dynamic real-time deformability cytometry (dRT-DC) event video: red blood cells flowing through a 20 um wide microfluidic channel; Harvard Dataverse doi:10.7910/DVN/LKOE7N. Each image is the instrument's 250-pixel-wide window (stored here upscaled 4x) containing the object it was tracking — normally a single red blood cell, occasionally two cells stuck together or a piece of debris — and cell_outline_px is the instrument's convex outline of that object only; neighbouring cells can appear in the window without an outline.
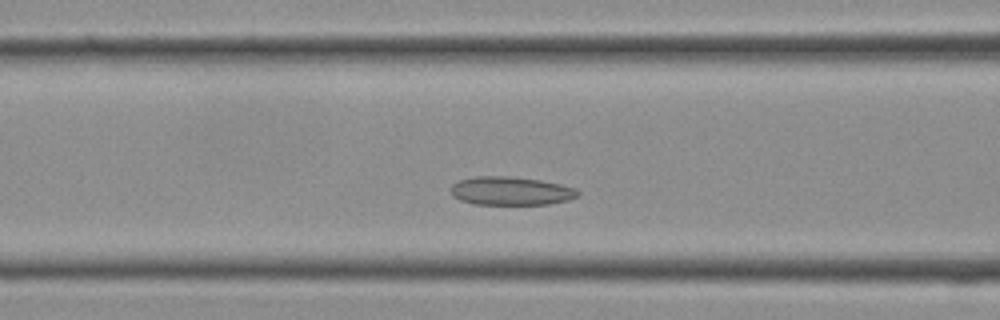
{"species": "Egyptian fruit bat (a non-hibernating species)", "species_latin": "Rousettus aegyptiacus", "temperature_condition": "cold", "stored_images_in_passage": 24, "camera_frame_rate_fps": 3000, "um_per_image_px": 0.085, "frame": {"image": 1, "passage_image": 6, "time_ms": 1.667, "image_size_px": [1000, 320], "cell_outline_px": [[580, 196], [568, 200], [548, 204], [476, 204], [460, 200], [452, 196], [452, 184], [460, 180], [476, 176], [508, 176], [540, 180], [560, 184], [576, 188], [580, 192]], "centroid_in_image_um": [43.45, 16.23], "position_along_channel_um": 123.1, "area_um2": 21.04}}
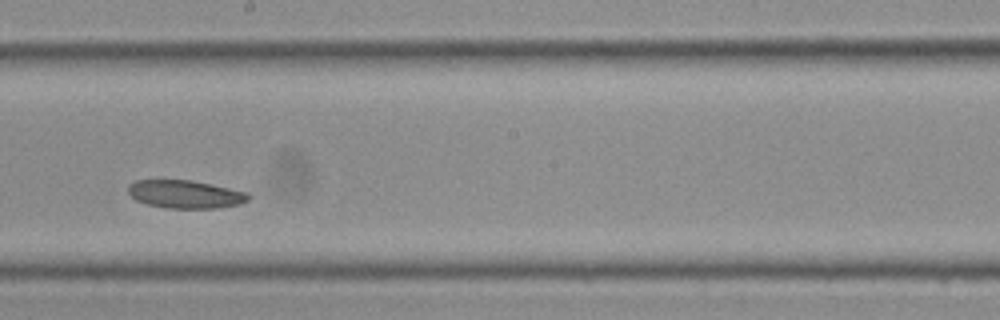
{"frame": {"image": 2, "passage_image": 11, "time_ms": 3.333, "image_size_px": [1000, 320], "cell_outline_px": [[252, 196], [248, 200], [240, 204], [216, 208], [168, 208], [148, 204], [136, 200], [128, 192], [128, 184], [136, 180], [192, 180], [212, 184], [248, 192]], "centroid_in_image_um": [15.78, 16.5], "position_along_channel_um": 232.4, "area_um2": 19.71}}
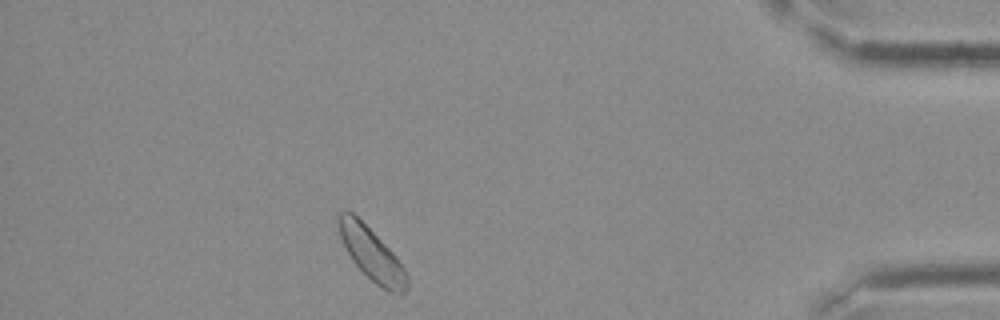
{"frame": {"image": 3, "passage_image": 21, "time_ms": 6.667, "image_size_px": [1000, 320], "cell_outline_px": [[408, 288], [400, 296], [388, 292], [376, 284], [352, 260], [340, 236], [336, 220], [336, 212], [352, 212], [392, 252], [404, 268], [408, 276]], "centroid_in_image_um": [31.6, 21.63], "position_along_channel_um": 403.6, "area_um2": 20.63}}